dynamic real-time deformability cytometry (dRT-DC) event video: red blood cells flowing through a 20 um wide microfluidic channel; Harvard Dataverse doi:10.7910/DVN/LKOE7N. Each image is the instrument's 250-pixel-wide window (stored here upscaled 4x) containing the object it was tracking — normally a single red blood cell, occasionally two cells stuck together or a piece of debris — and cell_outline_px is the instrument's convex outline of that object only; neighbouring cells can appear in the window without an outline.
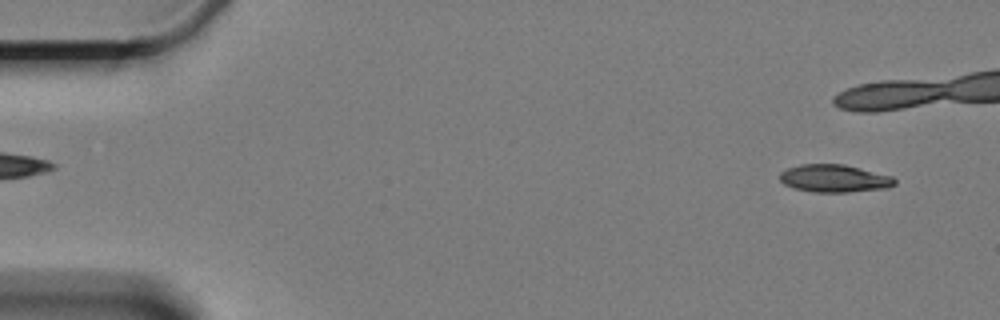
{"species": "Egyptian fruit bat (a non-hibernating species)", "species_latin": "Rousettus aegyptiacus", "temperature_condition": "cold", "stored_images_in_passage": 7, "camera_frame_rate_fps": 3000, "um_per_image_px": 0.085, "animal": {"sex": "female"}, "frame": {"image": 1, "passage_image": 1, "time_ms": 0.0, "image_size_px": [1000, 320], "cell_outline_px": [[896, 184], [888, 188], [848, 192], [812, 192], [796, 188], [784, 184], [780, 180], [780, 172], [788, 168], [800, 164], [844, 164], [892, 176], [896, 180]], "centroid_in_image_um": [70.93, 15.16], "position_along_channel_um": 14.1, "area_um2": 18.5}}